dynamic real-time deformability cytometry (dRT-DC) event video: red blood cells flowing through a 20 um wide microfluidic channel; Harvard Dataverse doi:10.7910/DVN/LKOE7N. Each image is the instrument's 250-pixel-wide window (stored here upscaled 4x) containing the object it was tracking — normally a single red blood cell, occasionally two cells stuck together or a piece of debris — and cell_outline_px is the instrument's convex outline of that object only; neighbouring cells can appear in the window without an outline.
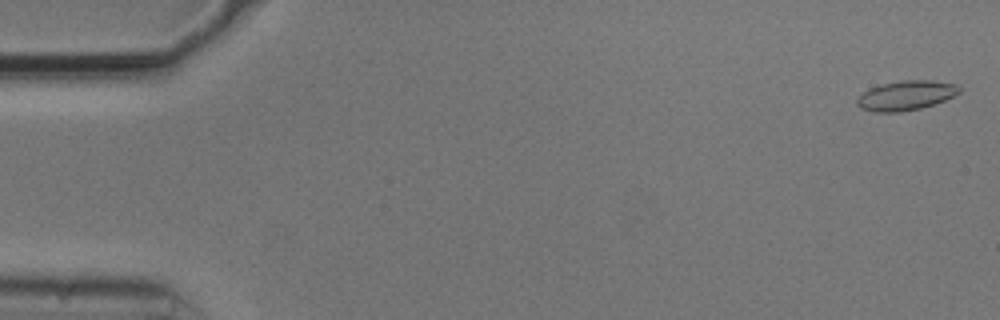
{"species": "common noctule bat (a hibernating species)", "species_latin": "Nyctalus noctula", "temperature_condition": "cold", "stored_images_in_passage": 10, "camera_frame_rate_fps": 3000, "um_per_image_px": 0.085, "animal": {"sex": "male", "body_mass_g": 20.5, "forearm_length_mm": 52.5}, "frame": {"image": 1, "passage_image": 2, "time_ms": 0.333, "image_size_px": [1000, 320], "cell_outline_px": [[960, 92], [944, 100], [920, 108], [900, 112], [872, 112], [860, 108], [856, 104], [856, 100], [868, 88], [880, 84], [900, 80], [932, 80], [956, 84], [960, 88]], "centroid_in_image_um": [76.96, 8.11], "position_along_channel_um": 8.0, "area_um2": 17.63}}